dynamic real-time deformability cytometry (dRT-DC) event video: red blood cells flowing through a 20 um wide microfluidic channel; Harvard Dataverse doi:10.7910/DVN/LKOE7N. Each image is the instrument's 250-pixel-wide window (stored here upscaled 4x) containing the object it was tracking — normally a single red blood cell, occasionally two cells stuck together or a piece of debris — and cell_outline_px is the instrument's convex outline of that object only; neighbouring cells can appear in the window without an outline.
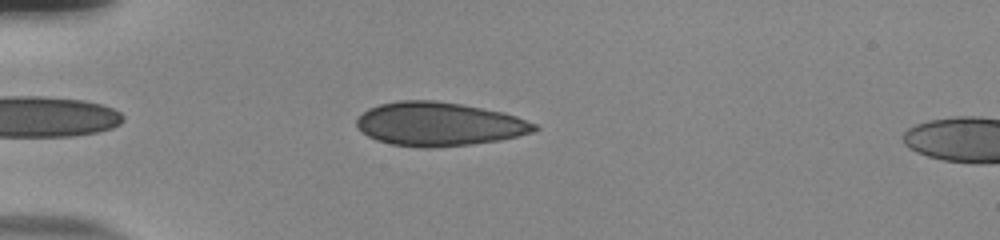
{"species": "human", "species_latin": "Homo sapiens", "temperature_condition": "room temperature", "stored_images_in_passage": 43, "camera_frame_rate_fps": 3000, "um_per_image_px": 0.085, "donor": {"sex": "male"}, "frame": {"image": 1, "passage_image": 5, "time_ms": 1.333, "image_size_px": [1000, 240], "cell_outline_px": [[540, 128], [532, 132], [500, 140], [472, 144], [432, 148], [420, 148], [392, 144], [376, 140], [368, 136], [356, 124], [356, 120], [368, 108], [380, 104], [396, 100], [436, 100], [460, 104], [504, 112], [516, 116], [536, 124]], "centroid_in_image_um": [37.32, 10.54], "position_along_channel_um": 47.7, "area_um2": 45.26}}
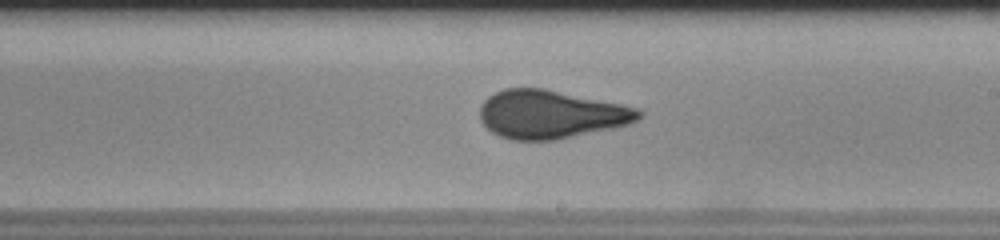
{"frame": {"image": 2, "passage_image": 22, "time_ms": 7.0, "image_size_px": [1000, 240], "cell_outline_px": [[644, 112], [636, 120], [628, 124], [612, 128], [556, 140], [512, 140], [500, 136], [492, 132], [480, 120], [480, 104], [488, 96], [504, 88], [544, 88], [624, 104], [636, 108]], "centroid_in_image_um": [46.8, 9.71], "position_along_channel_um": 242.2, "area_um2": 44.8}}
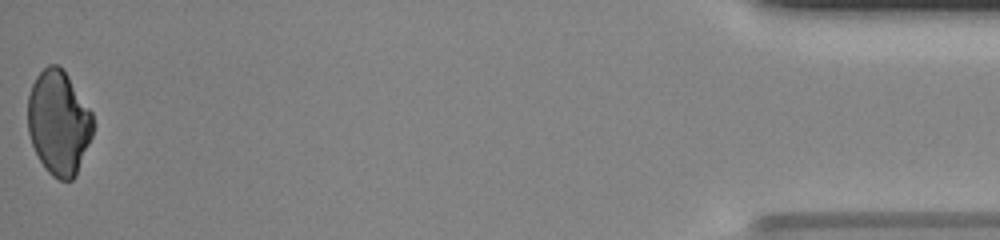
{"frame": {"image": 3, "passage_image": 43, "time_ms": 14.0, "image_size_px": [1000, 240], "cell_outline_px": [[92, 136], [76, 176], [72, 180], [60, 180], [52, 176], [44, 168], [32, 144], [28, 132], [28, 96], [32, 84], [36, 76], [48, 64], [56, 64], [68, 76], [92, 112]], "centroid_in_image_um": [4.98, 10.44], "position_along_channel_um": 430.2, "area_um2": 39.48}, "authors_computed_cell_mechanics": {"area_um2": 44.217, "velocity_mm_per_s": 3.8876, "shape_relaxation_time_tau1_ms": 6.9596, "shape_relaxation_time_tau2_ms": null, "deformation_change_tau1": 0.1521, "deformation_change_tau2": null}}